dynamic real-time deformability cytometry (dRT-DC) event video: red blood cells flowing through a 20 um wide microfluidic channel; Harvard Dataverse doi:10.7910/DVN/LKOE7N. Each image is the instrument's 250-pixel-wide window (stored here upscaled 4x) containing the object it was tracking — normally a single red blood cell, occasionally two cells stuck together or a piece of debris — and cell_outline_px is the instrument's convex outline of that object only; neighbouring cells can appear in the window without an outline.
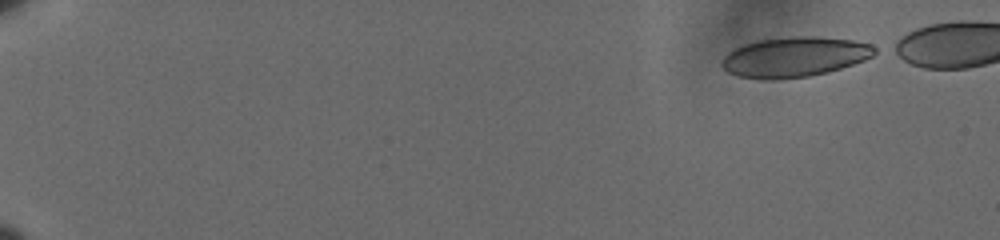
{"species": "human", "species_latin": "Homo sapiens", "temperature_condition": "cold", "stored_images_in_passage": 54, "camera_frame_rate_fps": 3000, "um_per_image_px": 0.085, "donor": {"sex": "male"}, "frame": {"image": 1, "passage_image": 1, "time_ms": 0.0, "image_size_px": [1000, 240], "cell_outline_px": [[880, 52], [864, 60], [828, 72], [808, 76], [776, 80], [764, 80], [736, 76], [728, 72], [720, 64], [724, 56], [728, 52], [744, 44], [760, 40], [788, 36], [816, 36], [852, 40], [872, 44], [880, 48]], "centroid_in_image_um": [67.56, 4.84], "position_along_channel_um": 17.4, "area_um2": 36.01}}
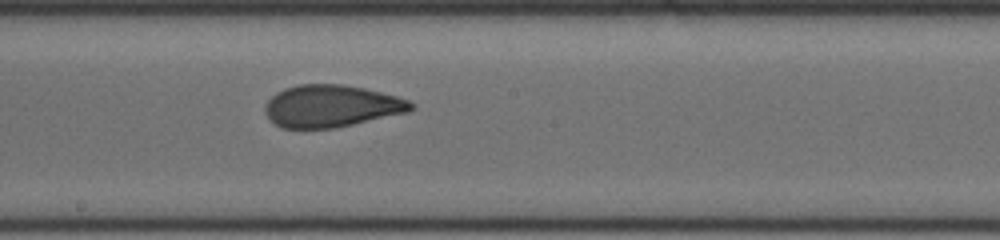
{"frame": {"image": 2, "passage_image": 32, "time_ms": 10.333, "image_size_px": [1000, 240], "cell_outline_px": [[416, 108], [408, 112], [352, 124], [332, 128], [280, 128], [264, 112], [264, 104], [276, 92], [284, 88], [300, 84], [340, 84], [364, 88], [396, 96], [408, 100], [416, 104]], "centroid_in_image_um": [28.16, 9.01], "position_along_channel_um": 220.0, "area_um2": 35.78}}
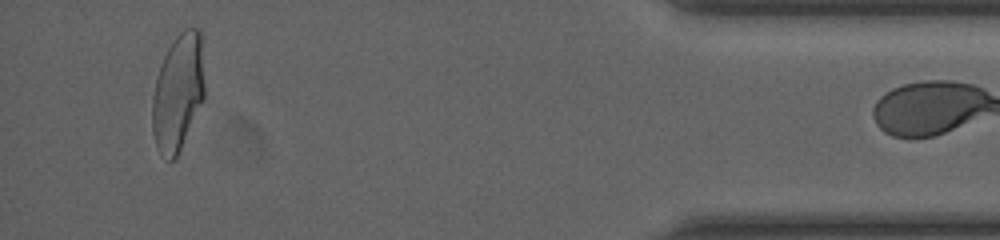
{"frame": {"image": 3, "passage_image": 53, "time_ms": 17.333, "image_size_px": [1000, 240], "cell_outline_px": [[204, 96], [180, 148], [176, 156], [172, 160], [168, 160], [156, 148], [152, 132], [152, 100], [156, 76], [164, 56], [168, 48], [176, 36], [184, 28], [200, 28], [204, 36]], "centroid_in_image_um": [15.14, 7.75], "position_along_channel_um": 420.1, "area_um2": 35.84}}